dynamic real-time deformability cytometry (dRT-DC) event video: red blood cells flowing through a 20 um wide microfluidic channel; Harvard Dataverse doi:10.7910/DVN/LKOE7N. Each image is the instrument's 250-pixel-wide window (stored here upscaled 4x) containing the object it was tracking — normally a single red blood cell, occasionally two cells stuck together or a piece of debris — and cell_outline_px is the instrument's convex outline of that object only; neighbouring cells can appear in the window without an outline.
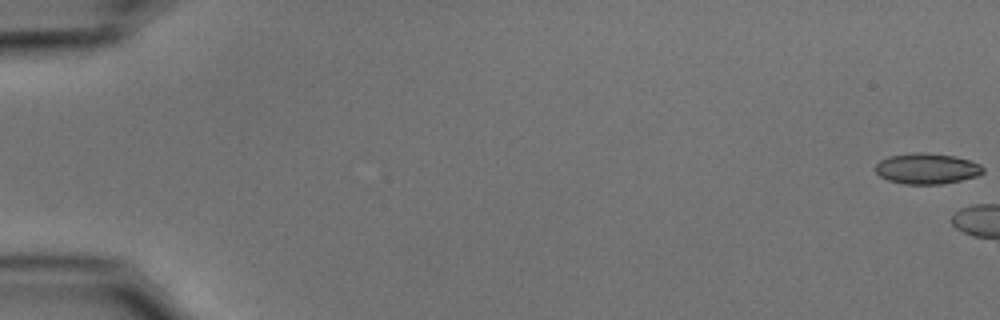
{"species": "common noctule bat (a hibernating species)", "species_latin": "Nyctalus noctula", "temperature_condition": "cold", "stored_images_in_passage": 5, "camera_frame_rate_fps": 3000, "um_per_image_px": 0.085, "animal": {"sex": "male", "body_mass_g": 15.6}, "frame": {"image": 1, "passage_image": 1, "time_ms": 0.0, "image_size_px": [1000, 320], "cell_outline_px": [[984, 172], [976, 176], [960, 180], [940, 184], [904, 184], [888, 180], [880, 176], [876, 172], [876, 164], [880, 160], [888, 156], [916, 152], [924, 152], [956, 156], [980, 164], [984, 168]], "centroid_in_image_um": [78.77, 14.32], "position_along_channel_um": 6.2, "area_um2": 19.25}}